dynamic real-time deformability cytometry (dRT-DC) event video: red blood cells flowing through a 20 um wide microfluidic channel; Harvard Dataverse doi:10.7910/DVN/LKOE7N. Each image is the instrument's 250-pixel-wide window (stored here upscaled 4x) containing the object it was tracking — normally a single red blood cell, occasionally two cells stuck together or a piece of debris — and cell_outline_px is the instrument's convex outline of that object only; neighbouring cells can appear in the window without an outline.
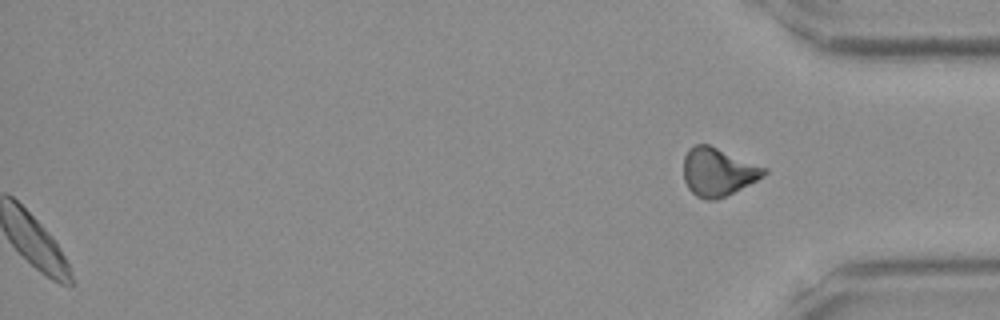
{"species": "Egyptian fruit bat (a non-hibernating species)", "species_latin": "Rousettus aegyptiacus", "temperature_condition": "room temperature", "stored_images_in_passage": 43, "segment_of_instrument_passage": [2, 2], "camera_frame_rate_fps": 3000, "um_per_image_px": 0.085, "frame": {"image": 1, "passage_image": 43, "time_ms": 14.0, "image_size_px": [1000, 320], "cell_outline_px": [[768, 172], [764, 176], [716, 200], [704, 200], [696, 196], [688, 188], [684, 180], [684, 156], [688, 148], [696, 144], [708, 144], [768, 168]], "centroid_in_image_um": [61.01, 14.6], "position_along_channel_um": 374.2, "area_um2": 22.48}}